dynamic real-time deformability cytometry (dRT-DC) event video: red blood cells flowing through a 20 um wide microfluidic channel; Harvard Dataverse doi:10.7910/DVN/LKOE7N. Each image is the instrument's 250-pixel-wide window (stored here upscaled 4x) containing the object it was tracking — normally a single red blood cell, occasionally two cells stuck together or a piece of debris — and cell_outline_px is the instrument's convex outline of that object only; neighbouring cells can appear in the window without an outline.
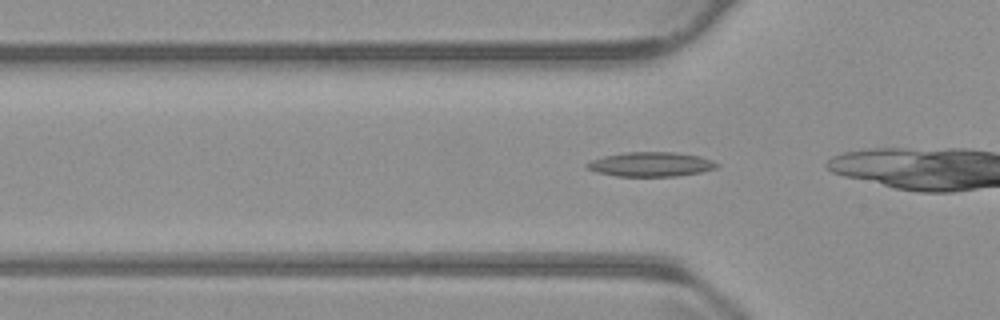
{"species": "common noctule bat (a hibernating species)", "species_latin": "Nyctalus noctula", "temperature_condition": "warm", "stored_images_in_passage": 37, "camera_frame_rate_fps": 3000, "um_per_image_px": 0.085, "animal": {"sex": "male", "body_mass_g": 23.1, "forearm_length_mm": 52.7}, "frame": {"image": 1, "passage_image": 12, "time_ms": 3.667, "image_size_px": [1000, 320], "cell_outline_px": [[720, 164], [716, 168], [700, 172], [676, 176], [616, 176], [596, 172], [588, 168], [584, 164], [592, 160], [604, 156], [624, 152], [676, 152], [700, 156], [712, 160]], "centroid_in_image_um": [55.33, 13.96], "position_along_channel_um": 70.5, "area_um2": 18.5}}
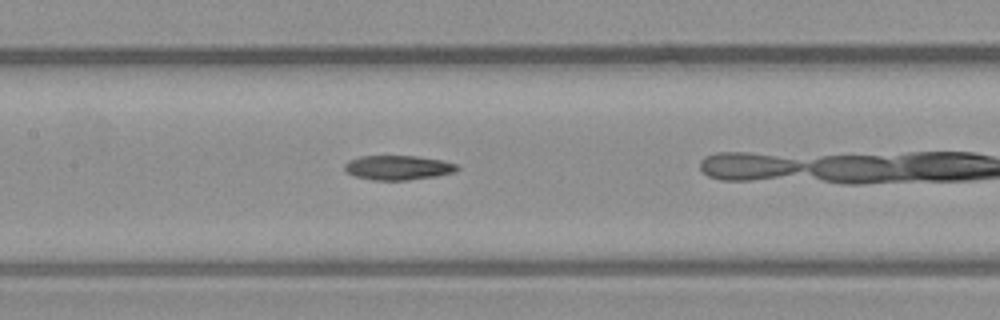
{"frame": {"image": 2, "passage_image": 20, "time_ms": 6.333, "image_size_px": [1000, 320], "cell_outline_px": [[460, 168], [456, 172], [436, 176], [408, 180], [372, 180], [356, 176], [348, 172], [344, 168], [344, 164], [348, 160], [360, 156], [416, 156], [444, 160], [456, 164]], "centroid_in_image_um": [33.86, 14.24], "position_along_channel_um": 173.5, "area_um2": 16.13}}
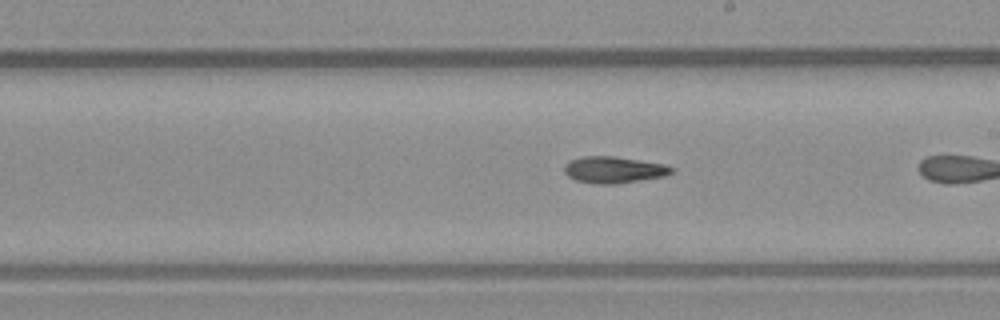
{"frame": {"image": 3, "passage_image": 25, "time_ms": 8.0, "image_size_px": [1000, 320], "cell_outline_px": [[676, 172], [664, 176], [616, 184], [596, 184], [576, 180], [568, 176], [564, 172], [564, 164], [568, 160], [580, 156], [616, 156], [664, 164], [676, 168]], "centroid_in_image_um": [52.18, 14.42], "position_along_channel_um": 236.8, "area_um2": 16.88}}